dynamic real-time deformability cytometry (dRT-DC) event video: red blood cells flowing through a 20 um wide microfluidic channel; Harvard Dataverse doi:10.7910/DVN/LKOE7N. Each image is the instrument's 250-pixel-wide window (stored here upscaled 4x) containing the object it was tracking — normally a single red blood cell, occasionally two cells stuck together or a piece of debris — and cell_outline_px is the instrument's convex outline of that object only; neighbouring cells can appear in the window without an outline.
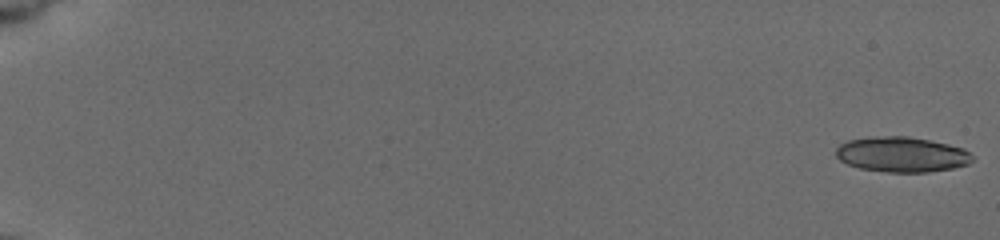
{"species": "common noctule bat (a hibernating species)", "species_latin": "Nyctalus noctula", "temperature_condition": "cold", "stored_images_in_passage": 26, "camera_frame_rate_fps": 3000, "um_per_image_px": 0.085, "animal": {"sex": "female", "body_mass_g": 19.5, "forearm_length_mm": 54.1}, "frame": {"image": 1, "passage_image": 1, "time_ms": 0.0, "image_size_px": [1000, 240], "cell_outline_px": [[972, 160], [968, 164], [952, 168], [928, 172], [888, 172], [860, 168], [848, 164], [840, 160], [836, 156], [836, 148], [840, 144], [848, 140], [884, 136], [908, 136], [948, 144], [964, 148], [972, 156]], "centroid_in_image_um": [76.65, 13.13], "position_along_channel_um": 8.4, "area_um2": 27.74}}
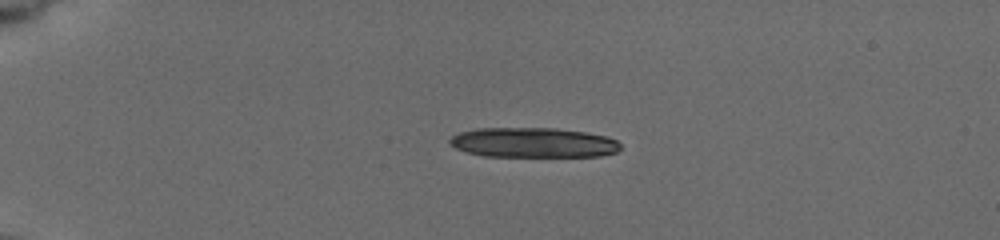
{"frame": {"image": 2, "passage_image": 11, "time_ms": 4.667, "image_size_px": [1000, 240], "cell_outline_px": [[620, 148], [616, 152], [600, 156], [484, 156], [468, 152], [456, 148], [448, 144], [448, 140], [452, 136], [460, 132], [476, 128], [556, 128], [584, 132], [608, 136], [616, 140], [620, 144]], "centroid_in_image_um": [45.31, 12.11], "position_along_channel_um": 39.7, "area_um2": 29.77}}
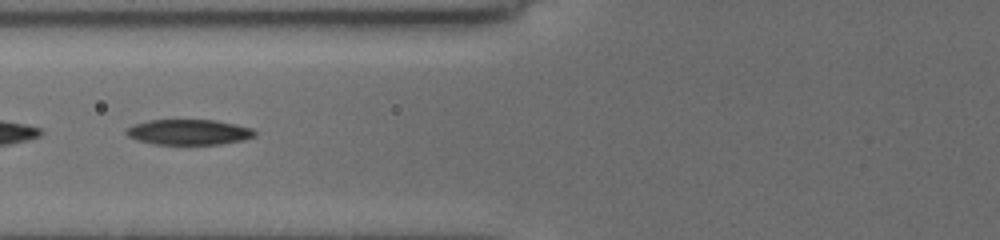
{"frame": {"image": 3, "passage_image": 21, "time_ms": 8.333, "image_size_px": [1000, 240], "cell_outline_px": [[256, 136], [240, 140], [220, 144], [152, 144], [136, 140], [128, 136], [124, 132], [124, 128], [132, 124], [148, 120], [216, 120], [236, 124], [252, 128], [256, 132]], "centroid_in_image_um": [15.98, 11.22], "position_along_channel_um": 109.8, "area_um2": 19.19}}